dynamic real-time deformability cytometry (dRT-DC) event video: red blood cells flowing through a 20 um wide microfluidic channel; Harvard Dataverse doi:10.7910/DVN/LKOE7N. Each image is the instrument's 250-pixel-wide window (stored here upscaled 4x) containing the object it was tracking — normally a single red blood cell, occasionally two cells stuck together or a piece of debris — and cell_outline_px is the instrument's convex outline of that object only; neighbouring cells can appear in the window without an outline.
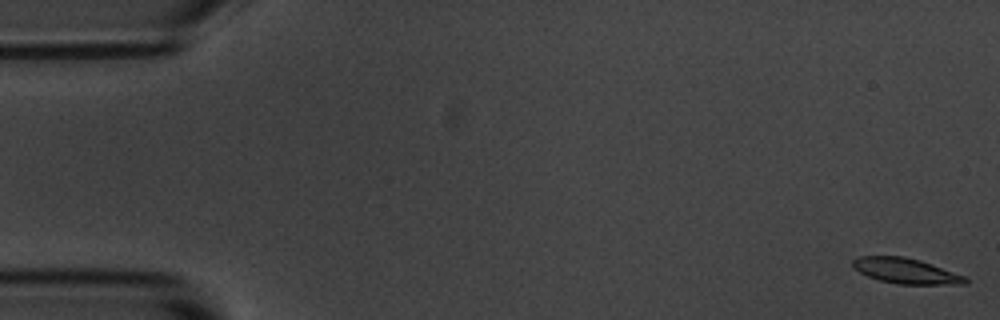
{"species": "common noctule bat (a hibernating species)", "species_latin": "Nyctalus noctula", "temperature_condition": "room temperature", "stored_images_in_passage": 5, "camera_frame_rate_fps": 3000, "um_per_image_px": 0.085, "animal": {"sex": "male", "body_mass_g": 20.1, "forearm_length_mm": 53.5}, "frame": {"image": 1, "passage_image": 1, "time_ms": 0.0, "image_size_px": [1000, 320], "cell_outline_px": [[968, 284], [896, 284], [880, 280], [868, 276], [852, 268], [852, 260], [856, 256], [904, 256], [920, 260], [932, 264], [964, 276], [968, 280]], "centroid_in_image_um": [76.96, 23.02], "position_along_channel_um": 8.0, "area_um2": 16.65}}
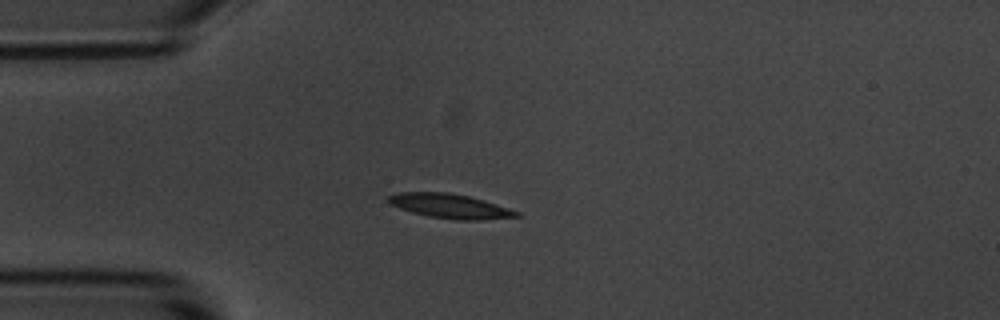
{"frame": {"image": 2, "passage_image": 5, "time_ms": 4.333, "image_size_px": [1000, 320], "cell_outline_px": [[520, 216], [480, 220], [456, 220], [428, 216], [412, 212], [388, 204], [388, 196], [396, 192], [448, 192], [468, 196], [484, 200], [520, 212]], "centroid_in_image_um": [38.22, 17.51], "position_along_channel_um": 46.8, "area_um2": 18.21}}